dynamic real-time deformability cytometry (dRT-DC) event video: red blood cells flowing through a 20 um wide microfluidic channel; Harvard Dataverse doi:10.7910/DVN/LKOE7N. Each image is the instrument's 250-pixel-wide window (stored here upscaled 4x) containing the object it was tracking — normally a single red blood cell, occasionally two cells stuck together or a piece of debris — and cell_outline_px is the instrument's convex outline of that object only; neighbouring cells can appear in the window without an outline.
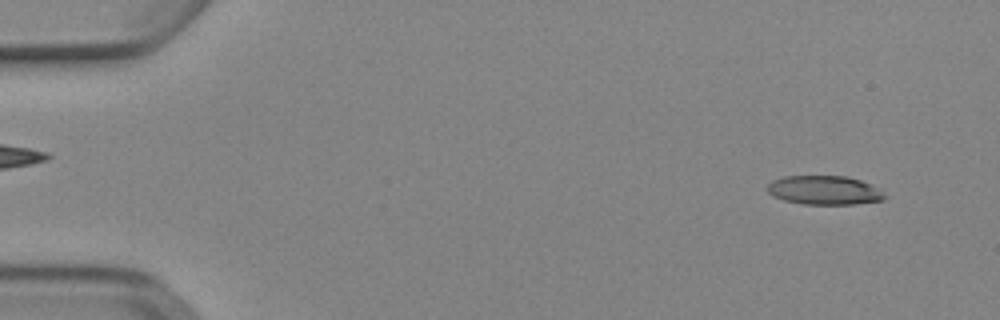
{"species": "Egyptian fruit bat (a non-hibernating species)", "species_latin": "Rousettus aegyptiacus", "temperature_condition": "cold", "stored_images_in_passage": 52, "camera_frame_rate_fps": 3000, "um_per_image_px": 0.085, "animal": {"sex": "female"}, "frame": {"image": 1, "passage_image": 4, "time_ms": 1.0, "image_size_px": [1000, 320], "cell_outline_px": [[888, 196], [884, 200], [856, 204], [804, 204], [784, 200], [772, 196], [764, 188], [772, 180], [784, 176], [848, 176], [872, 184]], "centroid_in_image_um": [70.07, 16.16], "position_along_channel_um": 14.9, "area_um2": 20.06}}
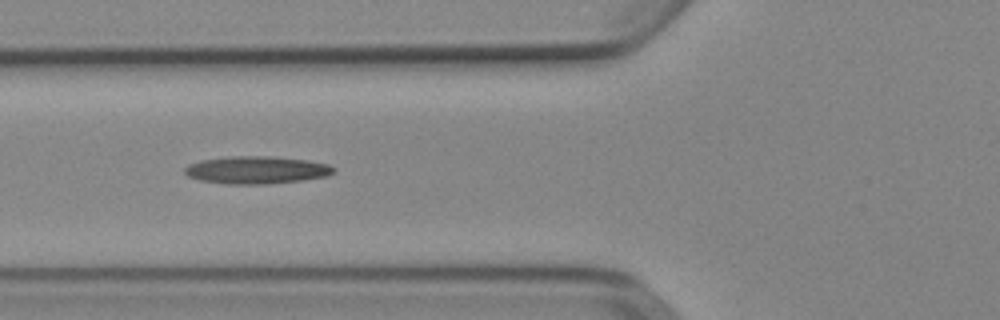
{"frame": {"image": 2, "passage_image": 20, "time_ms": 6.333, "image_size_px": [1000, 320], "cell_outline_px": [[336, 172], [328, 176], [304, 180], [264, 184], [228, 184], [200, 180], [188, 176], [184, 172], [184, 168], [188, 164], [200, 160], [228, 156], [268, 156], [308, 160], [328, 164], [336, 168]], "centroid_in_image_um": [21.82, 14.44], "position_along_channel_um": 104.0, "area_um2": 24.1}}
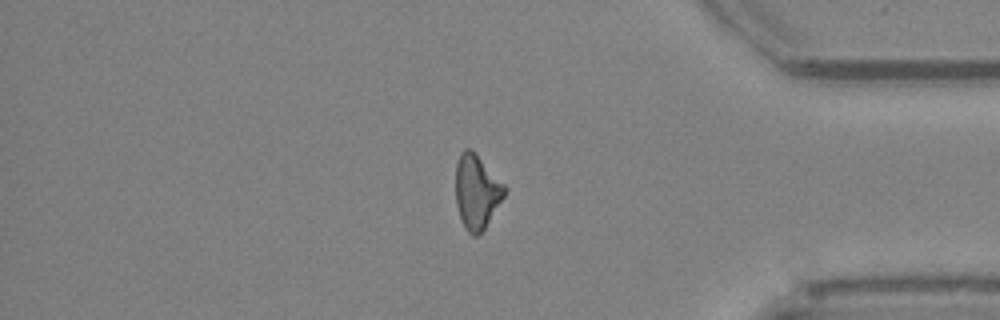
{"frame": {"image": 3, "passage_image": 44, "time_ms": 14.333, "image_size_px": [1000, 320], "cell_outline_px": [[508, 188], [504, 196], [484, 228], [476, 236], [472, 236], [468, 232], [460, 216], [456, 204], [456, 164], [460, 152], [464, 148], [472, 148], [476, 152]], "centroid_in_image_um": [40.52, 16.23], "position_along_channel_um": 394.7, "area_um2": 21.1}, "authors_computed_cell_mechanics": {"area_um2": 21.4149, "velocity_mm_per_s": 3.9195, "shape_relaxation_time_tau1_ms": null, "shape_relaxation_time_tau2_ms": 5.4816, "deformation_change_tau1": null, "deformation_change_tau2": 0.1947}}